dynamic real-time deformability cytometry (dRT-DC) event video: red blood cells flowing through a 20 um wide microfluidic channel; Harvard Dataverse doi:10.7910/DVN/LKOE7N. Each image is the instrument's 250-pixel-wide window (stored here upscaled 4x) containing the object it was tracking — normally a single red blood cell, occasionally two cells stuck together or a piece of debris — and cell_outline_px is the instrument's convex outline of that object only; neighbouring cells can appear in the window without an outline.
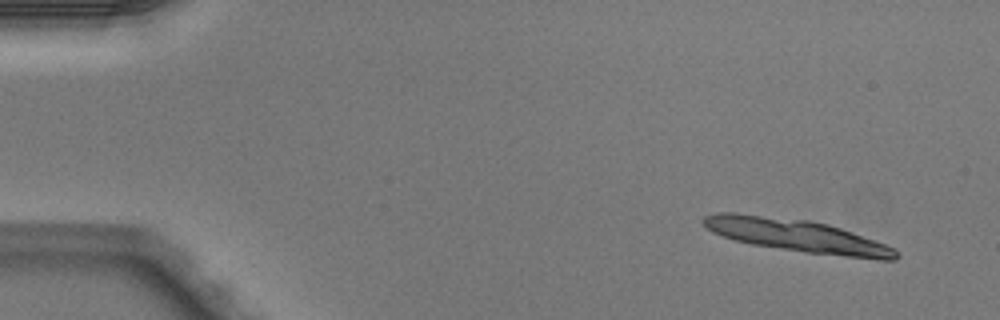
{"species": "Egyptian fruit bat (a non-hibernating species)", "species_latin": "Rousettus aegyptiacus", "temperature_condition": "warm", "stored_images_in_passage": 6, "segment_of_instrument_passage": [1, 2], "camera_frame_rate_fps": 3000, "um_per_image_px": 0.085, "animal": {"sex": "male"}, "frame": {"image": 1, "passage_image": 1, "time_ms": 0.0, "image_size_px": [1000, 320], "cell_outline_px": [[900, 256], [896, 260], [880, 260], [804, 252], [752, 244], [736, 240], [712, 232], [700, 220], [704, 216], [716, 212], [736, 212], [808, 220], [828, 224], [852, 232], [896, 248], [900, 252]], "centroid_in_image_um": [67.76, 20.03], "position_along_channel_um": 17.2, "area_um2": 36.76}}